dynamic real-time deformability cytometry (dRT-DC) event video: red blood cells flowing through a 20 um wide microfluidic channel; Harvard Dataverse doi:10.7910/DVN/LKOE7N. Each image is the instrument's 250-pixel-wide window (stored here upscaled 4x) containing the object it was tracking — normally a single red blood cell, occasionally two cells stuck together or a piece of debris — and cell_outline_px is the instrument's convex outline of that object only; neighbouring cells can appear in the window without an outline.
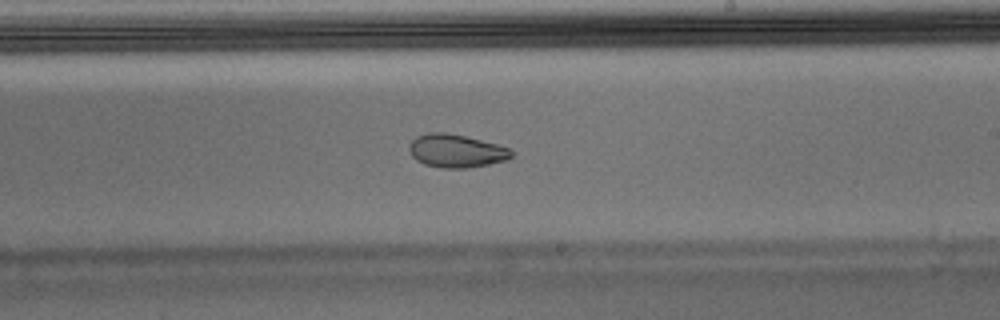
{"species": "Egyptian fruit bat (a non-hibernating species)", "species_latin": "Rousettus aegyptiacus", "temperature_condition": "warm", "stored_images_in_passage": 54, "camera_frame_rate_fps": 3000, "um_per_image_px": 0.085, "animal": {"sex": "male"}, "frame": {"image": 1, "passage_image": 31, "time_ms": 10.0, "image_size_px": [1000, 320], "cell_outline_px": [[512, 156], [508, 160], [488, 164], [464, 168], [440, 168], [424, 164], [416, 160], [412, 156], [408, 148], [408, 144], [416, 136], [428, 132], [444, 132], [464, 136], [496, 144], [508, 148], [512, 152]], "centroid_in_image_um": [38.73, 12.83], "position_along_channel_um": 250.3, "area_um2": 19.71}, "authors_computed_cell_mechanics": {"area_um2": 21.097, "velocity_mm_per_s": 3.7326, "shape_relaxation_time_tau1_ms": null, "shape_relaxation_time_tau2_ms": 2.3262, "deformation_change_tau1": null, "deformation_change_tau2": 0.0707}}